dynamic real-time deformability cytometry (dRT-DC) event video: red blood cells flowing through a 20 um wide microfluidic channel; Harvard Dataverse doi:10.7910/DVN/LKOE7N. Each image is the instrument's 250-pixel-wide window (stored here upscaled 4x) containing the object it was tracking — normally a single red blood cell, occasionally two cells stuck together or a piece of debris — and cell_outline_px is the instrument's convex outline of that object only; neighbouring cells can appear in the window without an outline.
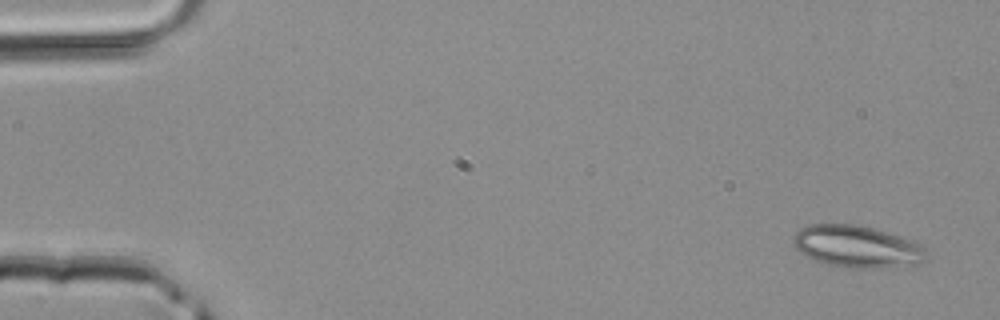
{"species": "common noctule bat (a hibernating species)", "species_latin": "Nyctalus noctula", "temperature_condition": "room temperature", "stored_images_in_passage": 5, "segment_of_instrument_passage": [1, 2], "camera_frame_rate_fps": 3000, "um_per_image_px": 0.085, "animal": {"sex": "male", "body_mass_g": 20.4}, "frame": {"image": 1, "passage_image": 1, "time_ms": 0.0, "image_size_px": [1000, 320], "cell_outline_px": [[924, 260], [916, 264], [880, 268], [856, 268], [832, 264], [816, 260], [800, 252], [796, 248], [792, 240], [796, 232], [800, 228], [812, 224], [856, 224], [872, 228], [916, 240], [924, 248]], "centroid_in_image_um": [72.85, 20.94], "position_along_channel_um": 12.1, "area_um2": 32.19}}